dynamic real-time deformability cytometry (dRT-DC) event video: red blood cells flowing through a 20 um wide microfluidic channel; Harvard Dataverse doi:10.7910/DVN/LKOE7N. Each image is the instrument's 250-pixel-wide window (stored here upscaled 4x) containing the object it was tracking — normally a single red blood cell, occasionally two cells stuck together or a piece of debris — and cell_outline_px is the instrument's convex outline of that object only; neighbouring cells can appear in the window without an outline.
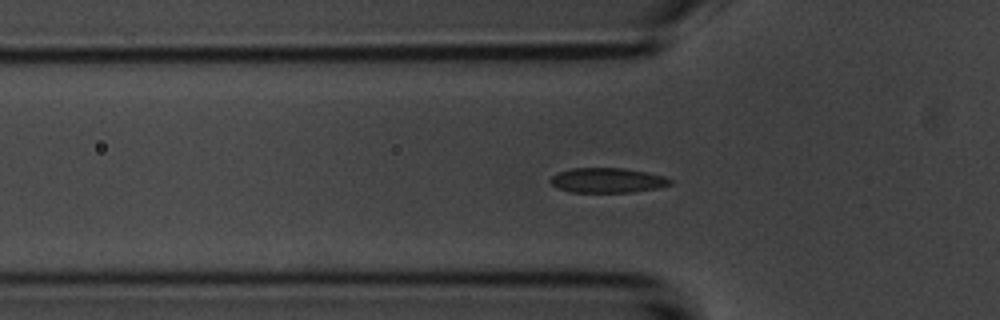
{"species": "common noctule bat (a hibernating species)", "species_latin": "Nyctalus noctula", "temperature_condition": "room temperature", "stored_images_in_passage": 48, "camera_frame_rate_fps": 3000, "um_per_image_px": 0.085, "animal": {"sex": "male", "body_mass_g": 20.1, "forearm_length_mm": 53.5}, "frame": {"image": 1, "passage_image": 10, "time_ms": 3.0, "image_size_px": [1000, 320], "cell_outline_px": [[672, 184], [660, 188], [632, 192], [568, 192], [556, 188], [548, 180], [552, 176], [560, 172], [572, 168], [624, 168], [648, 172], [664, 176], [672, 180]], "centroid_in_image_um": [51.64, 15.33], "position_along_channel_um": 74.2, "area_um2": 17.51}}
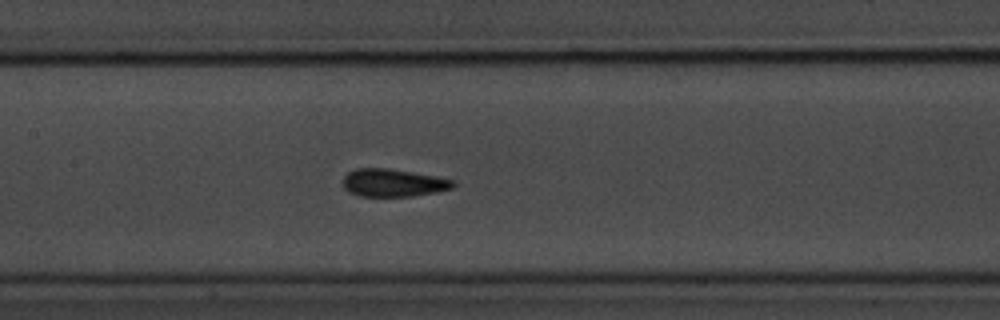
{"frame": {"image": 2, "passage_image": 18, "time_ms": 5.667, "image_size_px": [1000, 320], "cell_outline_px": [[456, 184], [452, 188], [436, 192], [412, 196], [360, 196], [348, 192], [344, 188], [340, 180], [348, 172], [356, 168], [388, 168], [436, 176], [456, 180]], "centroid_in_image_um": [33.39, 15.53], "position_along_channel_um": 174.0, "area_um2": 18.03}}
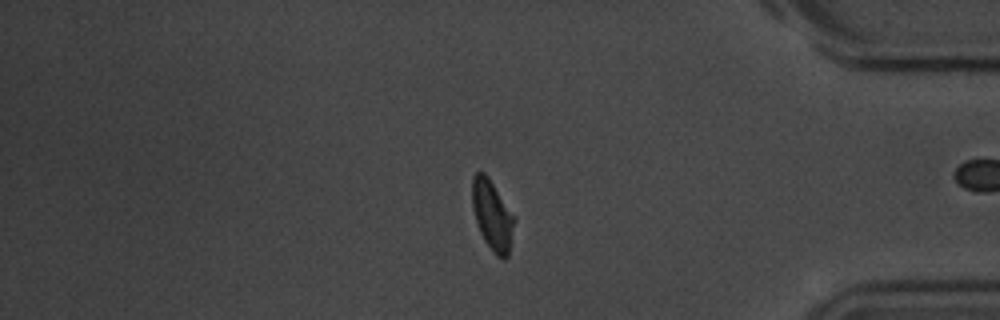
{"frame": {"image": 3, "passage_image": 38, "time_ms": 12.333, "image_size_px": [1000, 320], "cell_outline_px": [[516, 220], [508, 256], [504, 260], [496, 256], [484, 240], [480, 232], [472, 208], [472, 176], [476, 172], [484, 172], [488, 176], [516, 216]], "centroid_in_image_um": [41.87, 18.29], "position_along_channel_um": 393.3, "area_um2": 17.51}, "authors_computed_cell_mechanics": {"area_um2": 17.5423, "velocity_mm_per_s": 3.707, "shape_relaxation_time_tau1_ms": 2.6704, "shape_relaxation_time_tau2_ms": 1.383, "deformation_change_tau1": 0.0967, "deformation_change_tau2": 0.0645}}